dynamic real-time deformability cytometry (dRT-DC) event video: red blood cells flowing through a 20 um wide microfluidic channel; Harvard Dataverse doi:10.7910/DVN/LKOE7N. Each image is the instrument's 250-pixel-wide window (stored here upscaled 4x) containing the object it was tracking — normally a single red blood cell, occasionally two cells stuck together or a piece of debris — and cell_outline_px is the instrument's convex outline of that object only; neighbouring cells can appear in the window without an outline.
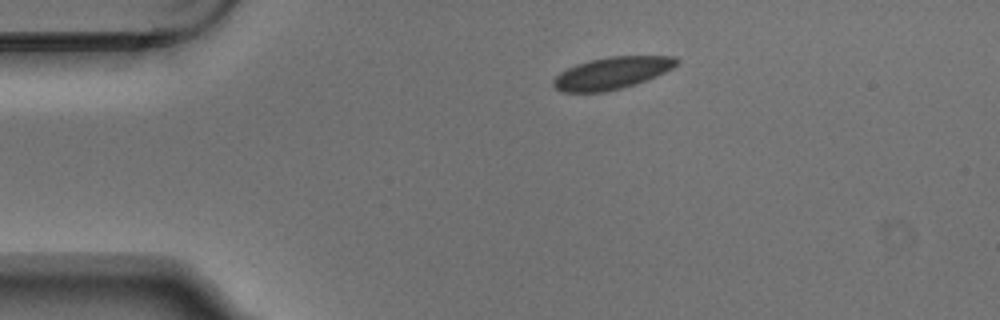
{"species": "Egyptian fruit bat (a non-hibernating species)", "species_latin": "Rousettus aegyptiacus", "temperature_condition": "warm", "stored_images_in_passage": 2, "camera_frame_rate_fps": 3000, "um_per_image_px": 0.085, "animal": {"sex": "male"}, "frame": {"image": 1, "passage_image": 1, "time_ms": 0.0, "image_size_px": [1000, 320], "cell_outline_px": [[680, 60], [672, 68], [656, 76], [636, 84], [604, 92], [564, 92], [556, 88], [552, 84], [552, 80], [560, 72], [576, 64], [588, 60], [608, 56], [676, 56]], "centroid_in_image_um": [52.0, 6.2], "position_along_channel_um": 33.0, "area_um2": 23.0}}